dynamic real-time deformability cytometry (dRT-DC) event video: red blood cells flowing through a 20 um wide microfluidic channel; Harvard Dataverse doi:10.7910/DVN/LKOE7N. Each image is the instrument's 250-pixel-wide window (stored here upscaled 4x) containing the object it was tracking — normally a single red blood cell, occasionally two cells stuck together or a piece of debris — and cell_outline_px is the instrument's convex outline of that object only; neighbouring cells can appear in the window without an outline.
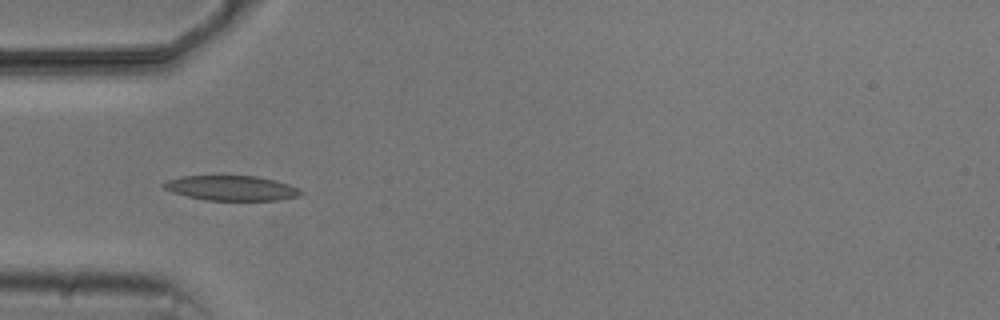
{"species": "common noctule bat (a hibernating species)", "species_latin": "Nyctalus noctula", "temperature_condition": "cold", "stored_images_in_passage": 6, "camera_frame_rate_fps": 3000, "um_per_image_px": 0.085, "animal": {"sex": "male", "body_mass_g": 20.5, "forearm_length_mm": 52.5}, "frame": {"image": 1, "passage_image": 4, "time_ms": 5.0, "image_size_px": [1000, 320], "cell_outline_px": [[304, 192], [300, 196], [280, 200], [208, 200], [188, 196], [172, 192], [164, 188], [160, 184], [168, 180], [180, 176], [256, 176], [288, 184]], "centroid_in_image_um": [19.66, 15.99], "position_along_channel_um": 65.3, "area_um2": 19.71}}
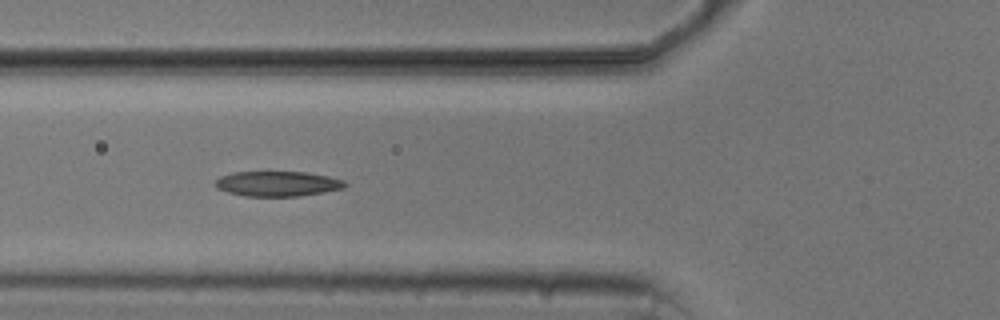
{"frame": {"image": 2, "passage_image": 5, "time_ms": 6.0, "image_size_px": [1000, 320], "cell_outline_px": [[348, 184], [344, 188], [324, 192], [300, 196], [244, 196], [228, 192], [216, 188], [216, 180], [220, 176], [232, 172], [308, 172], [328, 176], [344, 180]], "centroid_in_image_um": [23.61, 15.61], "position_along_channel_um": 102.2, "area_um2": 19.02}}
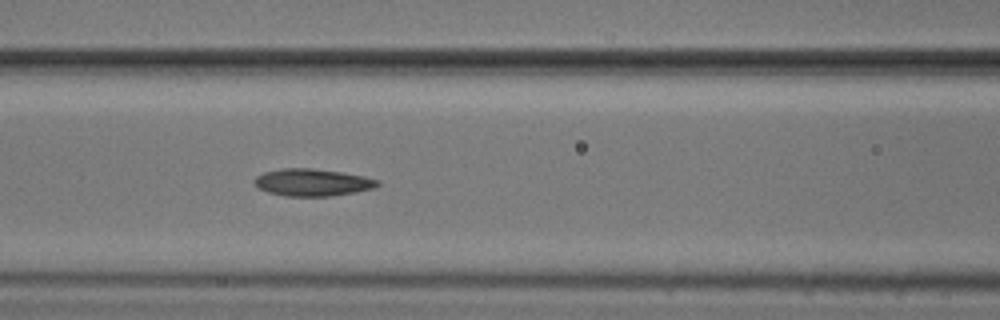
{"frame": {"image": 3, "passage_image": 6, "time_ms": 7.0, "image_size_px": [1000, 320], "cell_outline_px": [[380, 184], [376, 188], [328, 196], [284, 196], [268, 192], [256, 188], [256, 176], [264, 172], [284, 168], [312, 168], [340, 172], [364, 176], [380, 180]], "centroid_in_image_um": [26.56, 15.5], "position_along_channel_um": 140.0, "area_um2": 19.42}}